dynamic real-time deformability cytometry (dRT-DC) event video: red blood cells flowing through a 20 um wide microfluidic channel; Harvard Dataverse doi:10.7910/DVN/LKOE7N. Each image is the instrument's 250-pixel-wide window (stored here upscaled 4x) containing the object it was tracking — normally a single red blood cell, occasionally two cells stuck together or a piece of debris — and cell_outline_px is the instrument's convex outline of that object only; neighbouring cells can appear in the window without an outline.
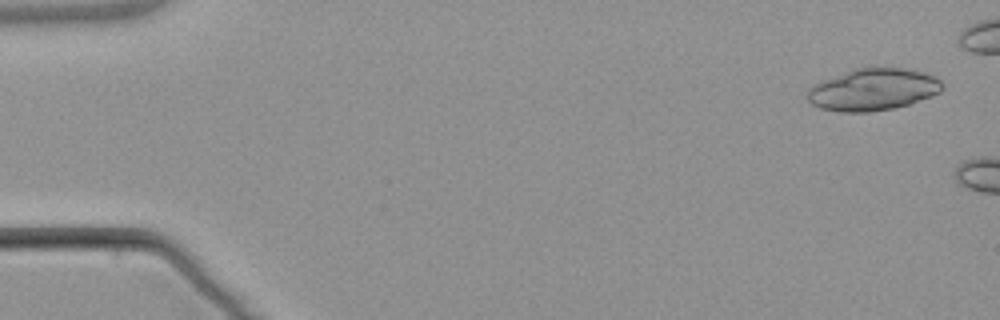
{"species": "common noctule bat (a hibernating species)", "species_latin": "Nyctalus noctula", "temperature_condition": "warm", "stored_images_in_passage": 2, "camera_frame_rate_fps": 3000, "um_per_image_px": 0.085, "animal": {"sex": "male", "body_mass_g": 21.5, "forearm_length_mm": 52.0}, "frame": {"image": 1, "passage_image": 1, "time_ms": 0.0, "image_size_px": [1000, 320], "cell_outline_px": [[944, 88], [940, 92], [932, 96], [896, 108], [868, 112], [840, 112], [820, 108], [812, 104], [808, 100], [808, 88], [824, 80], [852, 68], [868, 64], [904, 68], [924, 72], [940, 80], [944, 84]], "centroid_in_image_um": [74.23, 7.57], "position_along_channel_um": 10.8, "area_um2": 33.7}}